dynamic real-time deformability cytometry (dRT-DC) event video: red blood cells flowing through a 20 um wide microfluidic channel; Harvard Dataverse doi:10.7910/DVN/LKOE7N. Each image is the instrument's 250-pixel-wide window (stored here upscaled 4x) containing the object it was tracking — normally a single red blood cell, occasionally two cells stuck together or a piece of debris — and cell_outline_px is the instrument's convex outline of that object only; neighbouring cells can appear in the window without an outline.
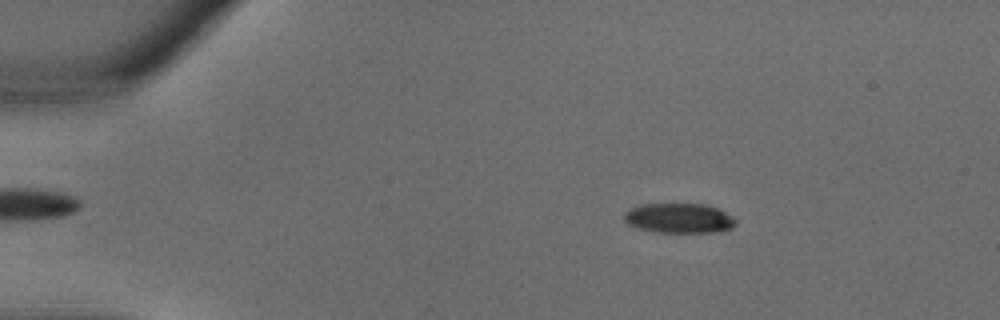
{"species": "common noctule bat (a hibernating species)", "species_latin": "Nyctalus noctula", "temperature_condition": "warm", "stored_images_in_passage": 35, "camera_frame_rate_fps": 3000, "um_per_image_px": 0.085, "animal": {"sex": "male", "body_mass_g": 18.8}, "frame": {"image": 1, "passage_image": 6, "time_ms": 1.667, "image_size_px": [1000, 320], "cell_outline_px": [[736, 224], [732, 228], [712, 232], [660, 232], [636, 228], [628, 224], [624, 220], [624, 216], [632, 208], [644, 204], [704, 204], [716, 208], [732, 216], [736, 220]], "centroid_in_image_um": [57.73, 18.55], "position_along_channel_um": 27.3, "area_um2": 19.07}}
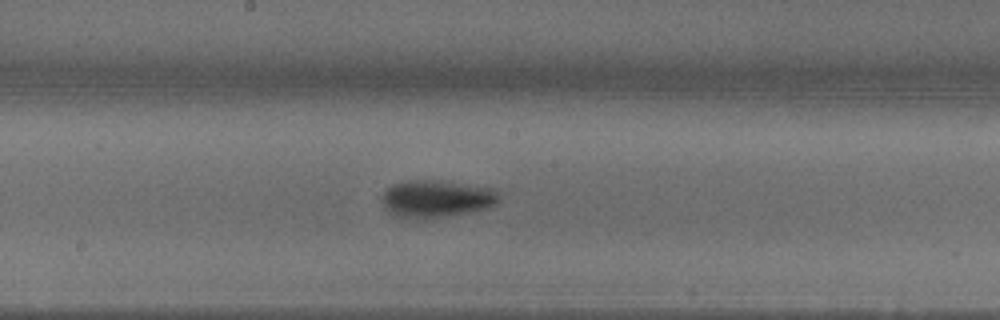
{"frame": {"image": 2, "passage_image": 19, "time_ms": 6.0, "image_size_px": [1000, 320], "cell_outline_px": [[500, 200], [496, 204], [488, 208], [416, 220], [408, 220], [388, 212], [384, 208], [384, 192], [392, 184], [408, 180], [436, 180], [496, 188], [500, 196]], "centroid_in_image_um": [37.11, 16.89], "position_along_channel_um": 211.1, "area_um2": 25.43}}
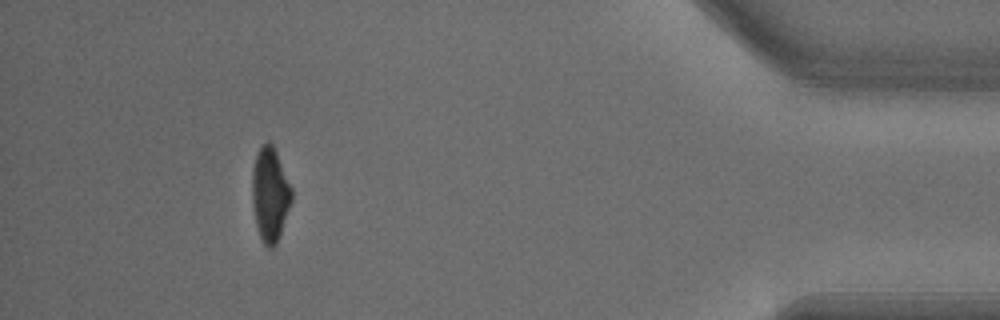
{"frame": {"image": 3, "passage_image": 32, "time_ms": 10.333, "image_size_px": [1000, 320], "cell_outline_px": [[292, 200], [280, 236], [276, 244], [272, 248], [268, 248], [264, 244], [260, 236], [256, 224], [252, 200], [252, 168], [256, 156], [260, 148], [268, 140], [272, 144], [276, 152], [292, 188]], "centroid_in_image_um": [22.96, 16.54], "position_along_channel_um": 412.2, "area_um2": 21.5}}